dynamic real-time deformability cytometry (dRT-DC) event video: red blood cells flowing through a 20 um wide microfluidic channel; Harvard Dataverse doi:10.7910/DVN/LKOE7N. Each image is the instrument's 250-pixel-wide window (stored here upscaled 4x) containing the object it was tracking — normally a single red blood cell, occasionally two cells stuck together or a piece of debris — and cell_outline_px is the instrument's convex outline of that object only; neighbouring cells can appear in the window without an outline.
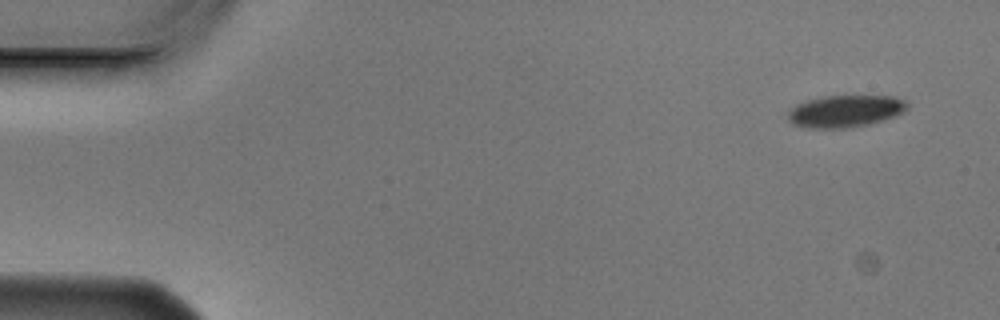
{"species": "Egyptian fruit bat (a non-hibernating species)", "species_latin": "Rousettus aegyptiacus", "temperature_condition": "cold", "stored_images_in_passage": 5, "segment_of_instrument_passage": [2, 2], "camera_frame_rate_fps": 3000, "um_per_image_px": 0.085, "animal": {"sex": "male"}, "frame": {"image": 1, "passage_image": 5, "time_ms": 1.333, "image_size_px": [1000, 320], "cell_outline_px": [[908, 108], [904, 112], [896, 116], [868, 124], [852, 128], [804, 128], [792, 124], [788, 120], [788, 108], [796, 104], [808, 100], [824, 96], [892, 96], [904, 100], [908, 104]], "centroid_in_image_um": [71.82, 9.46], "position_along_channel_um": 13.2, "area_um2": 22.54}}